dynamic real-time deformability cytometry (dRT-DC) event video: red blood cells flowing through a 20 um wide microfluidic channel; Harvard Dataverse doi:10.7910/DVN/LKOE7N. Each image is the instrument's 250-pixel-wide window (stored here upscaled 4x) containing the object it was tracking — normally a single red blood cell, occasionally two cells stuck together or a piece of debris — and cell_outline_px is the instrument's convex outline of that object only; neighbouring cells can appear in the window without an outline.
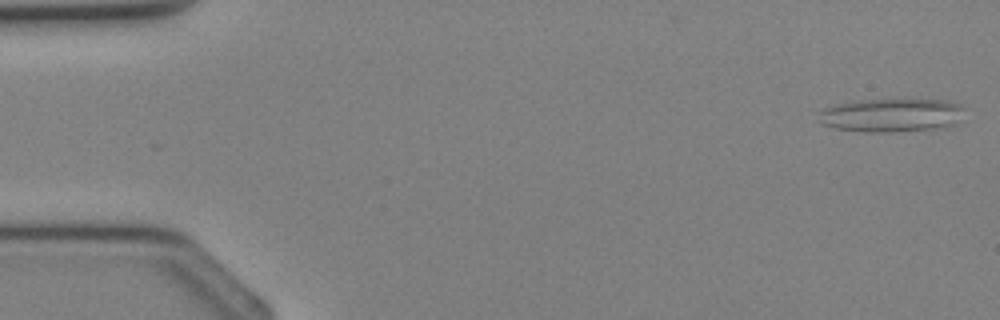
{"species": "Egyptian fruit bat (a non-hibernating species)", "species_latin": "Rousettus aegyptiacus", "temperature_condition": "cold", "stored_images_in_passage": 35, "camera_frame_rate_fps": 3000, "um_per_image_px": 0.085, "animal": {"sex": "female"}, "frame": {"image": 1, "passage_image": 1, "time_ms": 0.0, "image_size_px": [1000, 320], "cell_outline_px": [[964, 108], [956, 124], [936, 128], [892, 132], [864, 132], [836, 128], [820, 124], [816, 112], [828, 104], [848, 100], [896, 96], [900, 96], [948, 100], [960, 104]], "centroid_in_image_um": [75.67, 9.71], "position_along_channel_um": 9.3, "area_um2": 30.46}}
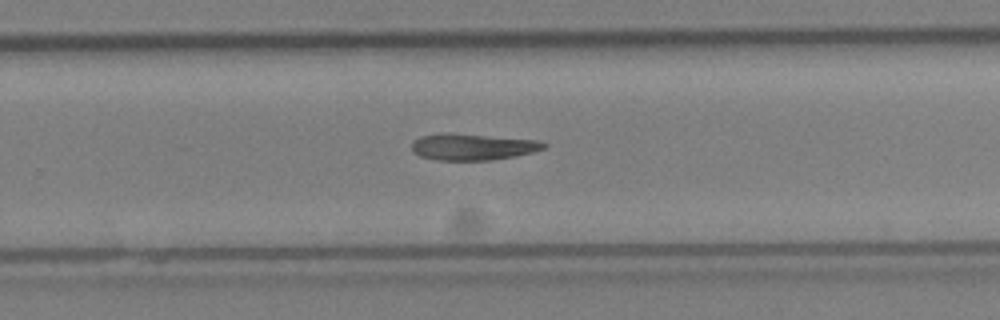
{"frame": {"image": 2, "passage_image": 23, "time_ms": 7.333, "image_size_px": [1000, 320], "cell_outline_px": [[548, 144], [544, 148], [532, 152], [516, 156], [492, 160], [440, 160], [420, 156], [412, 152], [412, 140], [420, 136], [440, 132], [448, 132], [536, 140]], "centroid_in_image_um": [40.12, 12.47], "position_along_channel_um": 289.7, "area_um2": 20.52}}
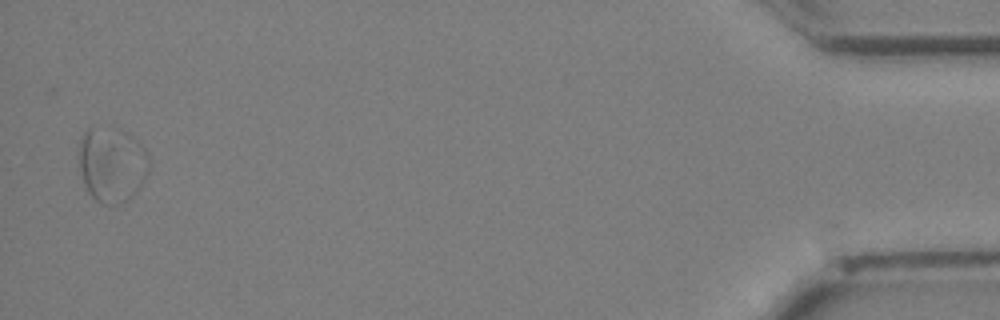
{"frame": {"image": 3, "passage_image": 35, "time_ms": 11.333, "image_size_px": [1000, 320], "cell_outline_px": [[148, 172], [140, 184], [128, 200], [116, 204], [104, 204], [96, 200], [88, 192], [84, 184], [76, 152], [76, 148], [84, 132], [88, 128], [120, 128], [132, 136], [144, 148], [148, 156]], "centroid_in_image_um": [9.46, 13.95], "position_along_channel_um": 425.7, "area_um2": 30.69}}